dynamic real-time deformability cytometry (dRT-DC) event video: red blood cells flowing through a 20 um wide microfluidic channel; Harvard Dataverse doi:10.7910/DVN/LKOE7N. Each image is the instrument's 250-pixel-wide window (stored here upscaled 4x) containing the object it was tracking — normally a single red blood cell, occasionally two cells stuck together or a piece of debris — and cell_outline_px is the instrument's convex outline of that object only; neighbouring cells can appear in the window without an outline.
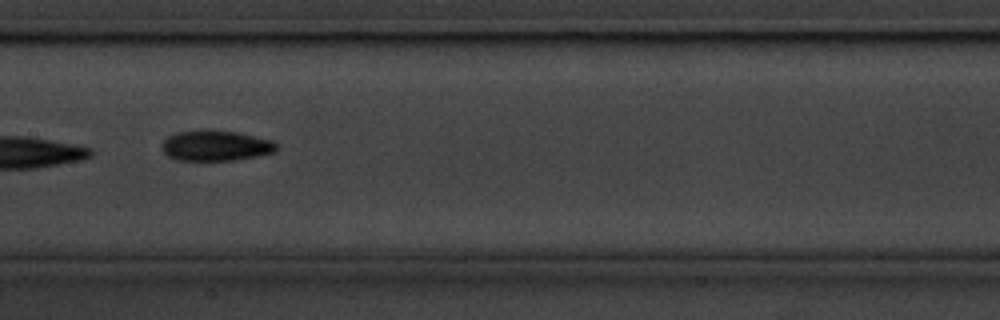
{"species": "common noctule bat (a hibernating species)", "species_latin": "Nyctalus noctula", "temperature_condition": "cold", "stored_images_in_passage": 7, "camera_frame_rate_fps": 3000, "um_per_image_px": 0.085, "animal": {"sex": "male", "body_mass_g": 20.1, "forearm_length_mm": 53.5}, "frame": {"image": 1, "passage_image": 4, "time_ms": 1.0, "image_size_px": [1000, 320], "cell_outline_px": [[276, 152], [256, 156], [232, 160], [176, 160], [168, 156], [160, 148], [164, 140], [168, 136], [176, 132], [204, 128], [208, 128], [236, 132], [272, 140], [276, 144]], "centroid_in_image_um": [18.29, 12.35], "position_along_channel_um": 189.1, "area_um2": 20.63}}